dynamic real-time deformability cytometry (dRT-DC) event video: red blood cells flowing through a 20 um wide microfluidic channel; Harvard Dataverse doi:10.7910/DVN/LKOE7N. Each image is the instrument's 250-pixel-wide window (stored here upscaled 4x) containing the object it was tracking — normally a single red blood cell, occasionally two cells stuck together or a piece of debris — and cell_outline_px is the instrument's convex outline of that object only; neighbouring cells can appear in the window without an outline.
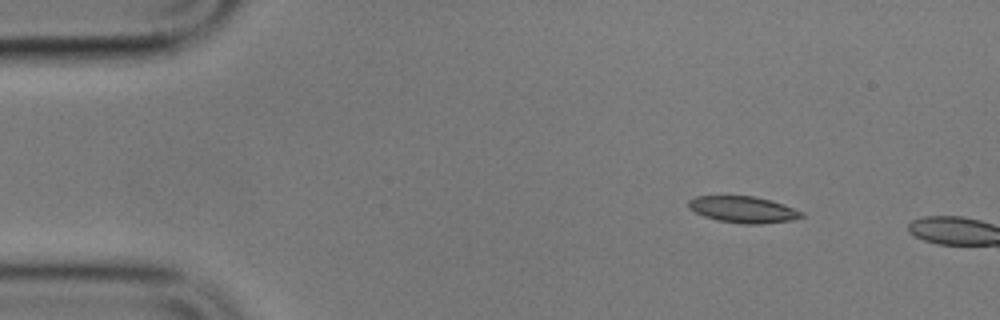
{"species": "common noctule bat (a hibernating species)", "species_latin": "Nyctalus noctula", "temperature_condition": "cold", "stored_images_in_passage": 2, "camera_frame_rate_fps": 3000, "um_per_image_px": 0.085, "animal": {"sex": "male", "body_mass_g": 17.9}, "frame": {"image": 1, "passage_image": 1, "time_ms": 0.0, "image_size_px": [1000, 320], "cell_outline_px": [[804, 216], [792, 220], [760, 224], [744, 224], [720, 220], [704, 216], [688, 208], [688, 200], [696, 196], [752, 196], [772, 200], [784, 204], [804, 212]], "centroid_in_image_um": [63.19, 17.8], "position_along_channel_um": 21.8, "area_um2": 17.4}}